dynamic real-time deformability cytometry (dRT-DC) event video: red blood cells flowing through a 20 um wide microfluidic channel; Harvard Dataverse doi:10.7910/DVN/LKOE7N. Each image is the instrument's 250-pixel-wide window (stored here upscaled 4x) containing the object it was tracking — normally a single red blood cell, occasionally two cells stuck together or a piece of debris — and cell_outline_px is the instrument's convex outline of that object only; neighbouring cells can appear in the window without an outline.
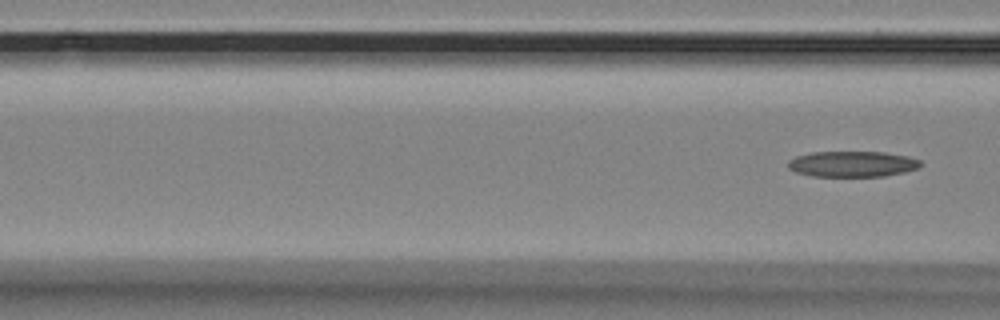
{"species": "Egyptian fruit bat (a non-hibernating species)", "species_latin": "Rousettus aegyptiacus", "temperature_condition": "room temperature", "stored_images_in_passage": 6, "camera_frame_rate_fps": 3000, "um_per_image_px": 0.085, "animal": {"sex": "female"}, "frame": {"image": 1, "passage_image": 6, "time_ms": 1.667, "image_size_px": [1000, 320], "cell_outline_px": [[924, 164], [920, 168], [904, 172], [884, 176], [812, 176], [796, 172], [788, 168], [788, 160], [796, 156], [812, 152], [884, 152], [908, 156], [920, 160]], "centroid_in_image_um": [72.48, 13.94], "position_along_channel_um": 94.1, "area_um2": 20.0}}